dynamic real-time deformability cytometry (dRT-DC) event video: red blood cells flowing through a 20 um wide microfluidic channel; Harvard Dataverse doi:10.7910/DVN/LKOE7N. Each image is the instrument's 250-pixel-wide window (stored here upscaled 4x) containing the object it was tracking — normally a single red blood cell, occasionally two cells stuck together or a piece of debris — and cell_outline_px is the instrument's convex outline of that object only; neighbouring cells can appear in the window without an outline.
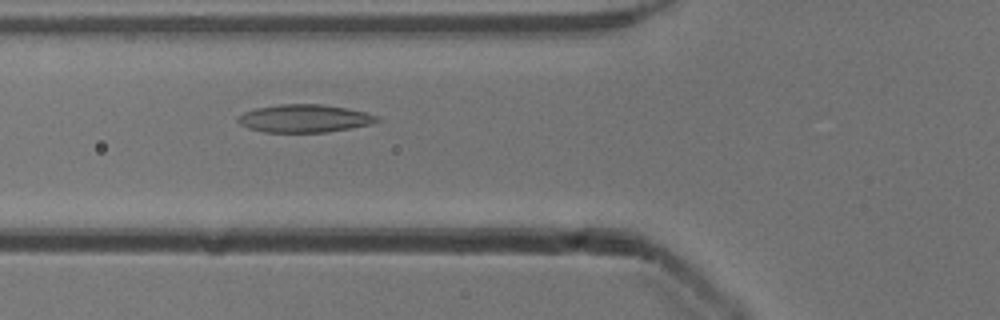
{"species": "common noctule bat (a hibernating species)", "species_latin": "Nyctalus noctula", "temperature_condition": "cold", "stored_images_in_passage": 5, "camera_frame_rate_fps": 3000, "um_per_image_px": 0.085, "animal": {"sex": "male", "body_mass_g": 13.3}, "frame": {"image": 1, "passage_image": 5, "time_ms": 1.333, "image_size_px": [1000, 320], "cell_outline_px": [[380, 120], [368, 124], [328, 132], [264, 132], [248, 128], [240, 124], [236, 120], [236, 116], [244, 112], [256, 108], [280, 104], [320, 104], [348, 108], [368, 112], [376, 116]], "centroid_in_image_um": [25.83, 10.06], "position_along_channel_um": 100.0, "area_um2": 22.54}}